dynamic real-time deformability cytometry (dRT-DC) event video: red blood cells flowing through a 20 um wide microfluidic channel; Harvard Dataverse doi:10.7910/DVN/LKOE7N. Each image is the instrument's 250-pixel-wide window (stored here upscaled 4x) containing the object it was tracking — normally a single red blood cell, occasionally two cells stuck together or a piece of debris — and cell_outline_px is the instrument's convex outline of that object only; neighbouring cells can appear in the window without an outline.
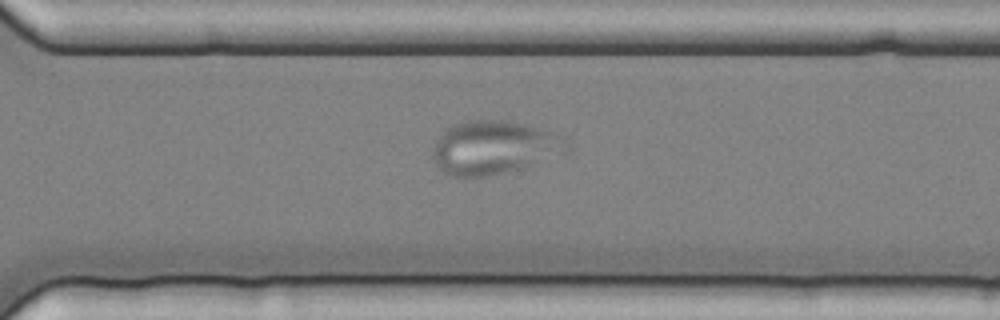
{"species": "common noctule bat (a hibernating species)", "species_latin": "Nyctalus noctula", "temperature_condition": "cold", "stored_images_in_passage": 58, "segment_of_instrument_passage": [2, 2], "camera_frame_rate_fps": 3000, "um_per_image_px": 0.085, "animal": {"sex": "female", "body_mass_g": 25.1}, "frame": {"image": 1, "passage_image": 42, "time_ms": 13.667, "image_size_px": [1000, 320], "cell_outline_px": [[572, 152], [532, 164], [488, 176], [452, 176], [444, 172], [436, 164], [432, 156], [432, 148], [436, 140], [444, 128], [452, 124], [468, 120], [504, 120], [536, 128], [564, 136], [568, 140]], "centroid_in_image_um": [41.99, 12.53], "position_along_channel_um": 328.6, "area_um2": 41.79}}
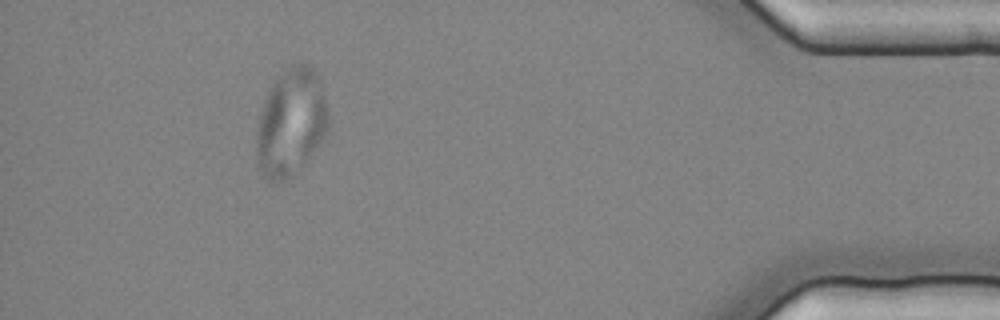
{"frame": {"image": 2, "passage_image": 53, "time_ms": 17.333, "image_size_px": [1000, 320], "cell_outline_px": [[328, 132], [300, 168], [284, 180], [268, 180], [264, 176], [260, 168], [256, 152], [256, 132], [264, 100], [268, 88], [292, 64], [300, 60], [308, 64], [316, 72], [320, 84], [328, 116]], "centroid_in_image_um": [24.72, 10.38], "position_along_channel_um": 410.5, "area_um2": 44.27}}